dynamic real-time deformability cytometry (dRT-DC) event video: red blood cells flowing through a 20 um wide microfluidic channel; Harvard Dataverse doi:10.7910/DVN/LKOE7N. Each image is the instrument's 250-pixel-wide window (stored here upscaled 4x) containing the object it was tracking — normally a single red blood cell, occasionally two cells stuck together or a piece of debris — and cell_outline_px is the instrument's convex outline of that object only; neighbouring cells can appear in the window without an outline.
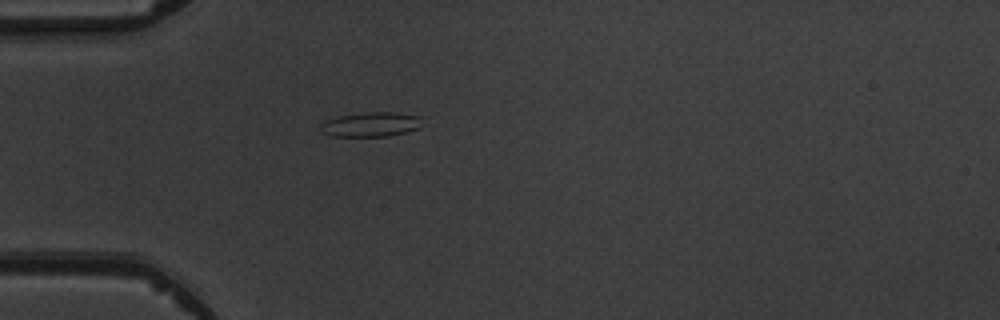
{"species": "common noctule bat (a hibernating species)", "species_latin": "Nyctalus noctula", "temperature_condition": "warm", "stored_images_in_passage": 5, "camera_frame_rate_fps": 3000, "um_per_image_px": 0.085, "animal": {"sex": "male", "body_mass_g": 19.5, "forearm_length_mm": 54.6}, "frame": {"image": 1, "passage_image": 5, "time_ms": 5.333, "image_size_px": [1000, 320], "cell_outline_px": [[420, 128], [388, 136], [332, 136], [320, 132], [320, 124], [324, 120], [340, 116], [364, 112], [396, 112], [420, 116]], "centroid_in_image_um": [31.48, 10.57], "position_along_channel_um": 53.5, "area_um2": 14.57}}